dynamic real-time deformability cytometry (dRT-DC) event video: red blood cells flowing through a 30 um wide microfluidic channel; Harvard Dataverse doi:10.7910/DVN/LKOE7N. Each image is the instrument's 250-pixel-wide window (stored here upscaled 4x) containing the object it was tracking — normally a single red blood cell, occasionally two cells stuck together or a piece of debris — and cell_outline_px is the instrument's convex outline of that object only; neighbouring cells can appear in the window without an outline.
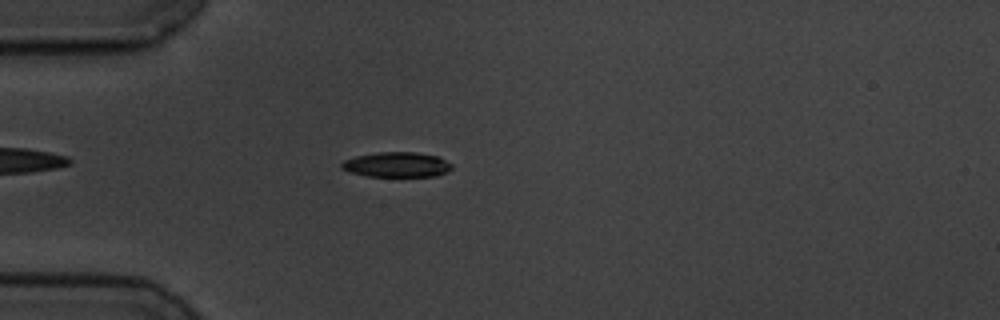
{"species": "common noctule bat (a hibernating species)", "species_latin": "Nyctalus noctula", "temperature_condition": "cold", "stored_images_in_passage": 48, "camera_frame_rate_fps": 3000, "um_per_image_px": 0.085, "animal": {"sex": "male", "body_mass_g": 19.5, "forearm_length_mm": 54.6}, "frame": {"image": 1, "passage_image": 6, "time_ms": 1.667, "image_size_px": [1000, 320], "cell_outline_px": [[452, 168], [448, 172], [436, 176], [368, 176], [352, 172], [340, 168], [340, 164], [344, 160], [356, 156], [380, 152], [416, 152], [436, 156], [452, 164]], "centroid_in_image_um": [33.73, 13.99], "position_along_channel_um": 51.3, "area_um2": 15.95}}
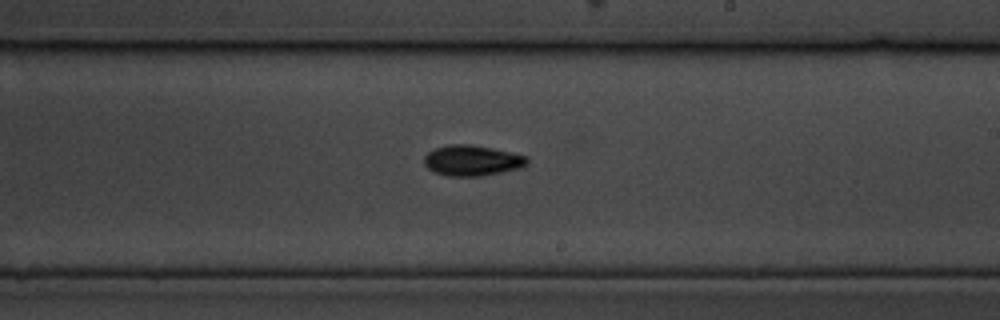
{"frame": {"image": 2, "passage_image": 24, "time_ms": 7.667, "image_size_px": [1000, 320], "cell_outline_px": [[528, 164], [524, 168], [480, 176], [448, 176], [436, 172], [428, 168], [424, 164], [424, 156], [428, 152], [436, 148], [448, 144], [472, 144], [512, 152], [528, 156]], "centroid_in_image_um": [40.17, 13.64], "position_along_channel_um": 248.8, "area_um2": 18.55}}
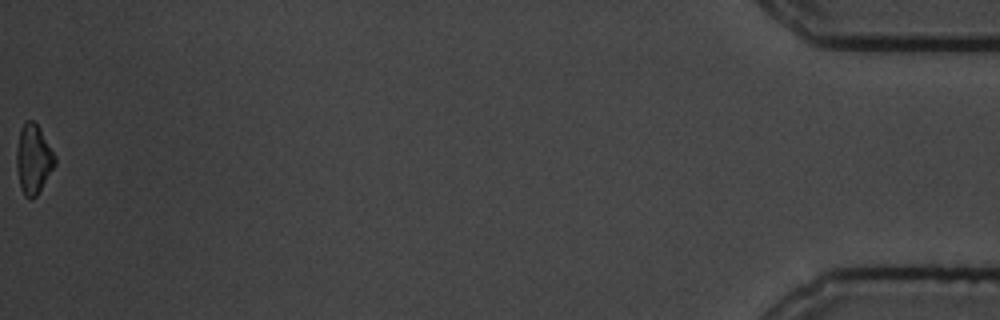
{"frame": {"image": 3, "passage_image": 48, "time_ms": 15.667, "image_size_px": [1000, 320], "cell_outline_px": [[56, 164], [36, 196], [32, 200], [24, 196], [20, 188], [16, 168], [16, 148], [20, 128], [28, 120], [32, 120], [40, 128], [56, 156]], "centroid_in_image_um": [2.83, 13.54], "position_along_channel_um": 432.4, "area_um2": 15.66}, "authors_computed_cell_mechanics": {"area_um2": 16.8198, "velocity_mm_per_s": 3.4815, "shape_relaxation_time_tau1_ms": 2.8734, "shape_relaxation_time_tau2_ms": null, "deformation_change_tau1": 0.1111, "deformation_change_tau2": null}}